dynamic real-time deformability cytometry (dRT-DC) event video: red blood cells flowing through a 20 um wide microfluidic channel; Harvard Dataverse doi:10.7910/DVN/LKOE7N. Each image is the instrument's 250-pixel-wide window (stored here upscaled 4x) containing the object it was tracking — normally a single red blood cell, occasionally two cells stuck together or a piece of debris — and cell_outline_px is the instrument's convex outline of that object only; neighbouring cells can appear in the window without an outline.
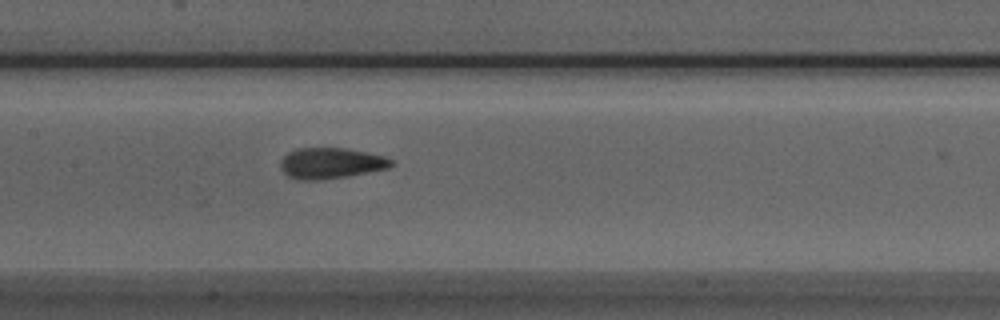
{"species": "Egyptian fruit bat (a non-hibernating species)", "species_latin": "Rousettus aegyptiacus", "temperature_condition": "room temperature", "stored_images_in_passage": 17, "camera_frame_rate_fps": 3000, "um_per_image_px": 0.085, "animal": {"sex": "male"}, "frame": {"image": 1, "passage_image": 14, "time_ms": 4.333, "image_size_px": [1000, 320], "cell_outline_px": [[392, 164], [388, 168], [348, 176], [320, 180], [296, 180], [288, 176], [280, 168], [280, 160], [288, 152], [296, 148], [344, 148], [384, 156], [392, 160]], "centroid_in_image_um": [28.07, 13.88], "position_along_channel_um": 179.3, "area_um2": 19.88}}